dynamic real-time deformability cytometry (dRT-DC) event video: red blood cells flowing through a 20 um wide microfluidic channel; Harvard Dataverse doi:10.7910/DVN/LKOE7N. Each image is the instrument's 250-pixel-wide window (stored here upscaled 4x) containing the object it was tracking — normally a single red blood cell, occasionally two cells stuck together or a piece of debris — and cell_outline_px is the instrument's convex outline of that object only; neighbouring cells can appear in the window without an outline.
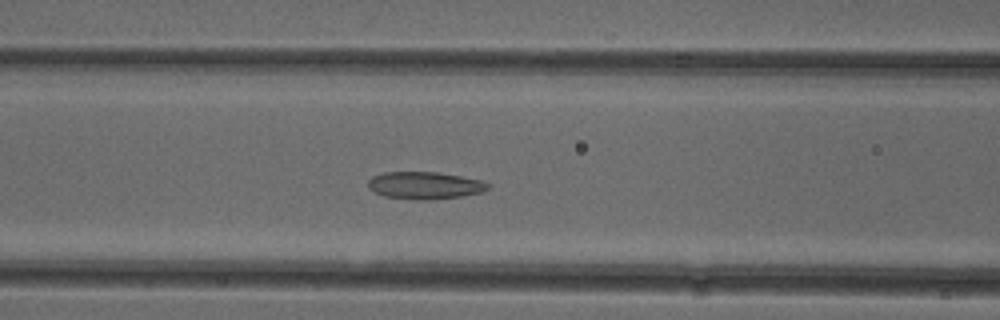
{"species": "common noctule bat (a hibernating species)", "species_latin": "Nyctalus noctula", "temperature_condition": "cold", "stored_images_in_passage": 44, "camera_frame_rate_fps": 3000, "um_per_image_px": 0.085, "animal": {"sex": "female"}, "frame": {"image": 1, "passage_image": 13, "time_ms": 4.0, "image_size_px": [1000, 320], "cell_outline_px": [[488, 188], [484, 192], [464, 196], [428, 200], [420, 200], [384, 196], [368, 188], [368, 180], [372, 176], [384, 172], [436, 172], [484, 180], [488, 184]], "centroid_in_image_um": [36.13, 15.76], "position_along_channel_um": 130.5, "area_um2": 19.13}}
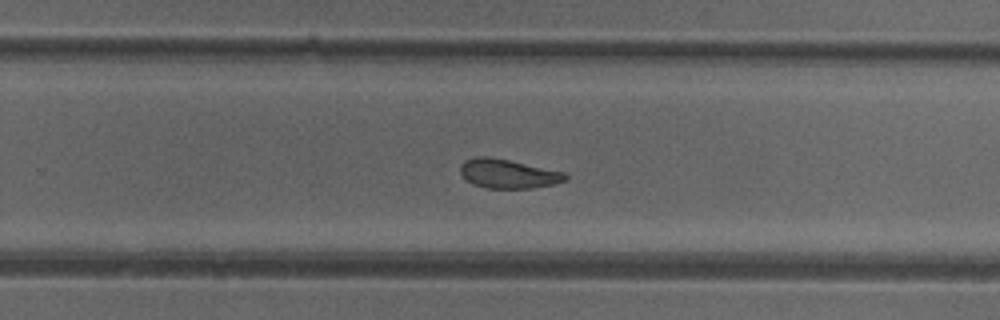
{"frame": {"image": 2, "passage_image": 25, "time_ms": 8.0, "image_size_px": [1000, 320], "cell_outline_px": [[568, 180], [556, 184], [532, 188], [484, 188], [472, 184], [460, 172], [460, 164], [464, 160], [476, 156], [484, 156], [508, 160], [564, 172], [568, 176]], "centroid_in_image_um": [43.19, 14.77], "position_along_channel_um": 286.6, "area_um2": 17.8}}
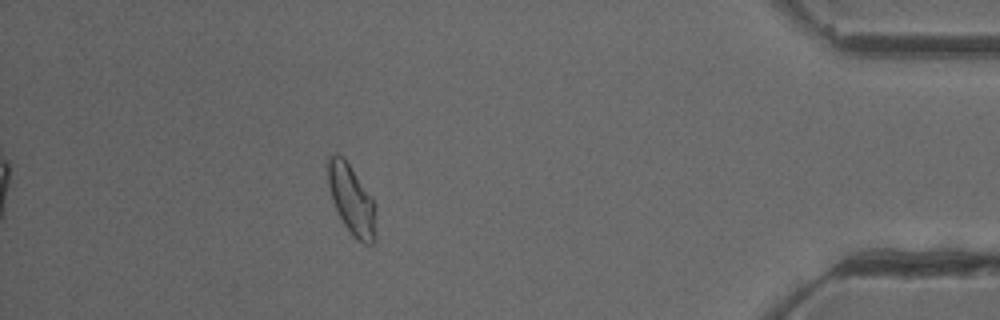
{"frame": {"image": 3, "passage_image": 38, "time_ms": 12.333, "image_size_px": [1000, 320], "cell_outline_px": [[372, 244], [364, 244], [356, 240], [352, 236], [344, 224], [332, 200], [328, 184], [328, 156], [332, 152], [336, 152], [344, 156], [372, 196]], "centroid_in_image_um": [29.8, 16.85], "position_along_channel_um": 405.4, "area_um2": 18.84}, "authors_computed_cell_mechanics": {"area_um2": 18.8717, "velocity_mm_per_s": 3.908, "shape_relaxation_time_tau1_ms": null, "shape_relaxation_time_tau2_ms": 2.2971, "deformation_change_tau1": null, "deformation_change_tau2": 0.0889}}